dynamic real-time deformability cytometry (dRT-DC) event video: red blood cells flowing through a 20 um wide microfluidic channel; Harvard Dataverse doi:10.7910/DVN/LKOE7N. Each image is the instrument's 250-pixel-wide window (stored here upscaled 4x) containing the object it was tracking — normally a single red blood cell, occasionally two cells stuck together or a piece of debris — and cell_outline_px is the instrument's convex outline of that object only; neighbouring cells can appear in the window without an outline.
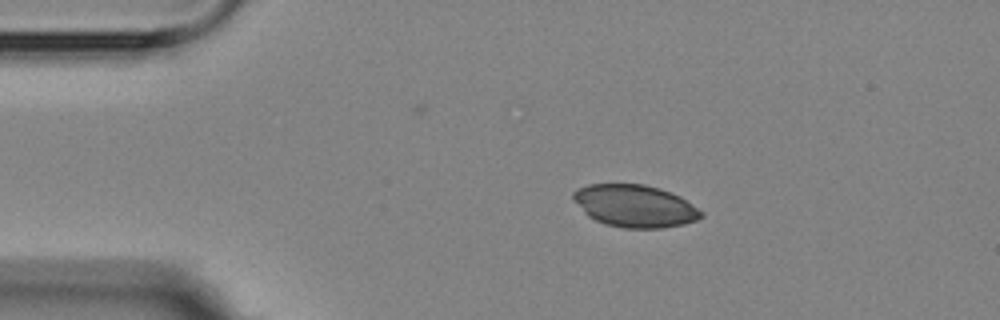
{"species": "Egyptian fruit bat (a non-hibernating species)", "species_latin": "Rousettus aegyptiacus", "temperature_condition": "room temperature", "stored_images_in_passage": 9, "camera_frame_rate_fps": 3000, "um_per_image_px": 0.085, "animal": {"sex": "female"}, "frame": {"image": 1, "passage_image": 1, "time_ms": 0.0, "image_size_px": [1000, 320], "cell_outline_px": [[704, 216], [696, 220], [684, 224], [660, 228], [624, 228], [604, 224], [588, 216], [584, 212], [572, 196], [572, 192], [588, 184], [644, 184], [660, 188], [680, 196], [704, 212]], "centroid_in_image_um": [53.99, 17.51], "position_along_channel_um": 31.0, "area_um2": 31.5}}
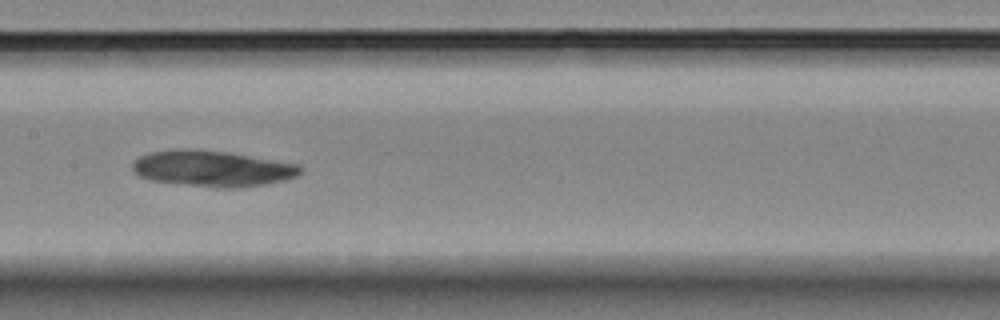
{"frame": {"image": 2, "passage_image": 6, "time_ms": 5.667, "image_size_px": [1000, 320], "cell_outline_px": [[304, 168], [296, 176], [284, 180], [264, 184], [240, 188], [220, 188], [148, 180], [140, 176], [132, 168], [132, 164], [140, 156], [152, 152], [188, 148], [196, 148], [228, 152], [300, 164]], "centroid_in_image_um": [18.09, 14.32], "position_along_channel_um": 189.3, "area_um2": 35.2}}
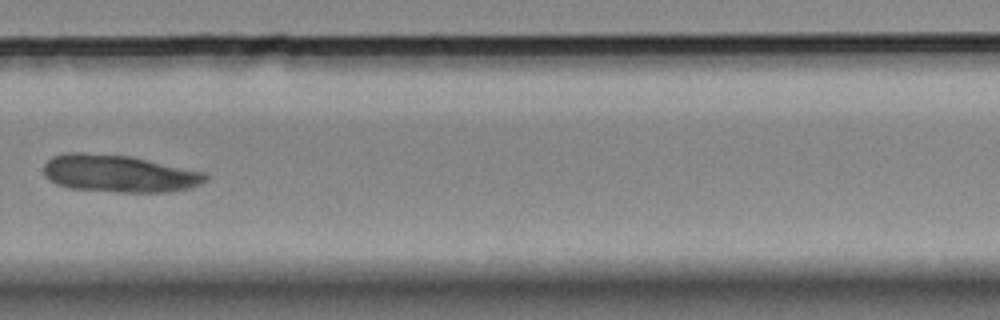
{"frame": {"image": 3, "passage_image": 9, "time_ms": 9.333, "image_size_px": [1000, 320], "cell_outline_px": [[208, 180], [192, 188], [172, 192], [116, 192], [68, 188], [56, 184], [48, 180], [44, 176], [44, 164], [52, 156], [64, 152], [80, 152], [132, 156], [204, 172], [208, 176]], "centroid_in_image_um": [10.1, 14.75], "position_along_channel_um": 319.7, "area_um2": 35.72}}